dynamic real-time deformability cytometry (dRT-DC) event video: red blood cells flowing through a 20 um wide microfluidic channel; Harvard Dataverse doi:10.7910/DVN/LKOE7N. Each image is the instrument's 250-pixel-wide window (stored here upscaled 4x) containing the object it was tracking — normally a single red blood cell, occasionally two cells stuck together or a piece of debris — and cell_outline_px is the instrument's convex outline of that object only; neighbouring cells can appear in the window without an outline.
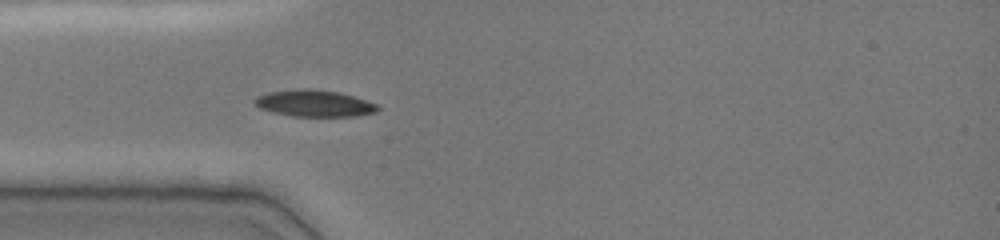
{"species": "common noctule bat (a hibernating species)", "species_latin": "Nyctalus noctula", "temperature_condition": "cold", "stored_images_in_passage": 1, "camera_frame_rate_fps": 3000, "um_per_image_px": 0.085, "animal": {"sex": "female", "body_mass_g": 19.0, "forearm_length_mm": 51.5}, "frame": {"image": 1, "passage_image": 1, "time_ms": 0.0, "image_size_px": [1000, 240], "cell_outline_px": [[380, 108], [376, 112], [356, 116], [292, 116], [272, 112], [260, 108], [252, 104], [252, 100], [256, 96], [268, 92], [296, 88], [308, 88], [340, 92], [376, 104]], "centroid_in_image_um": [26.64, 8.77], "position_along_channel_um": 58.4, "area_um2": 19.25}}